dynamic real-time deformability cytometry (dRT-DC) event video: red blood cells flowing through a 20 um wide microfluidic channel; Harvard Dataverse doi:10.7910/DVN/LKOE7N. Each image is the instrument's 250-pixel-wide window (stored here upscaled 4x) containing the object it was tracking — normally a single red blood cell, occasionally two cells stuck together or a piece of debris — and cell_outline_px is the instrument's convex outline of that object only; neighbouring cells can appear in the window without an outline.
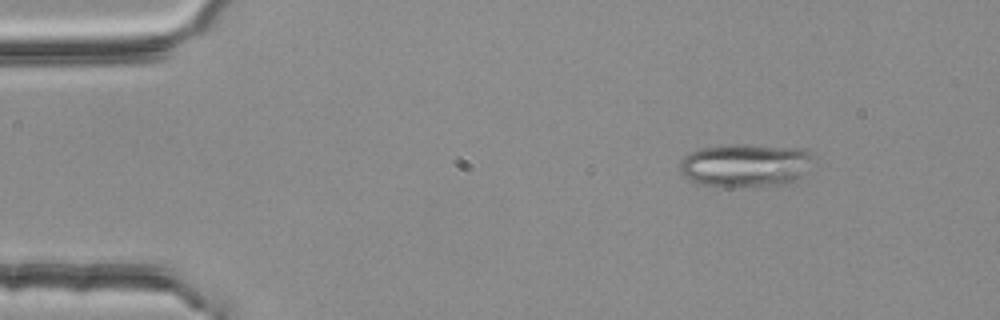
{"species": "common noctule bat (a hibernating species)", "species_latin": "Nyctalus noctula", "temperature_condition": "room temperature", "stored_images_in_passage": 3, "camera_frame_rate_fps": 3000, "um_per_image_px": 0.085, "animal": {"sex": "female", "body_mass_g": 25.1}, "frame": {"image": 1, "passage_image": 1, "time_ms": 0.0, "image_size_px": [1000, 320], "cell_outline_px": [[816, 160], [800, 176], [784, 184], [728, 188], [704, 184], [692, 180], [680, 172], [680, 160], [688, 152], [700, 148], [732, 144], [744, 144], [804, 148], [812, 152], [816, 156]], "centroid_in_image_um": [63.4, 14.03], "position_along_channel_um": 21.6, "area_um2": 34.1}}